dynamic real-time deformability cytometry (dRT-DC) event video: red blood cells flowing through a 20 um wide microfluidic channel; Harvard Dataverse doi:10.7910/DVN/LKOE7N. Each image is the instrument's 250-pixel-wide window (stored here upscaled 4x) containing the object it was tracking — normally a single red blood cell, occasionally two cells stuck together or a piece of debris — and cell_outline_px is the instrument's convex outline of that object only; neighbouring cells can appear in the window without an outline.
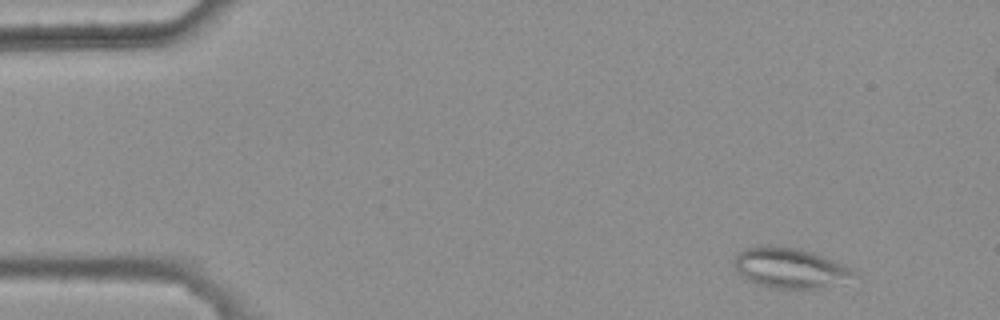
{"species": "common noctule bat (a hibernating species)", "species_latin": "Nyctalus noctula", "temperature_condition": "warm", "stored_images_in_passage": 3, "camera_frame_rate_fps": 3000, "um_per_image_px": 0.085, "animal": {"sex": "female", "body_mass_g": 25.1}, "frame": {"image": 1, "passage_image": 1, "time_ms": 0.0, "image_size_px": [1000, 320], "cell_outline_px": [[860, 276], [816, 288], [776, 288], [760, 284], [748, 280], [736, 272], [736, 252], [744, 248], [764, 244], [768, 244], [800, 248], [812, 252], [844, 264], [852, 268]], "centroid_in_image_um": [67.13, 22.73], "position_along_channel_um": 17.9, "area_um2": 27.98}}